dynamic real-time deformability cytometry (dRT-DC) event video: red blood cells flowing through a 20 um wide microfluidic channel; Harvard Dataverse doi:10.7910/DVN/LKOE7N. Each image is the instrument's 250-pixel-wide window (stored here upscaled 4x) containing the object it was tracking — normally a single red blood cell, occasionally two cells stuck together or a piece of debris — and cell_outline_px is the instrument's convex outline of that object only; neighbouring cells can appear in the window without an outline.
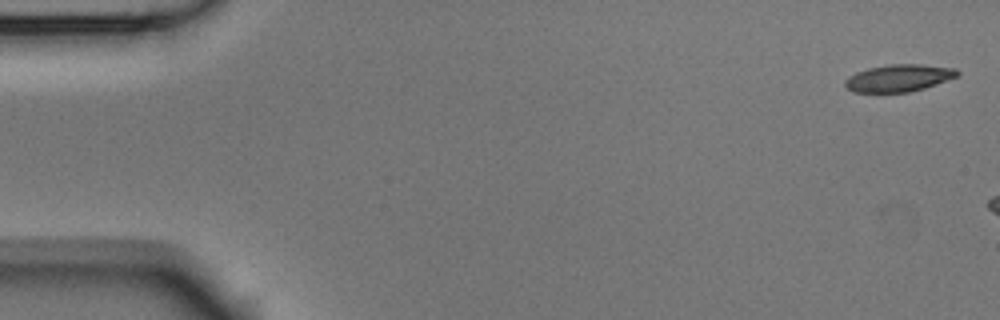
{"species": "Egyptian fruit bat (a non-hibernating species)", "species_latin": "Rousettus aegyptiacus", "temperature_condition": "room temperature", "stored_images_in_passage": 4, "camera_frame_rate_fps": 3000, "um_per_image_px": 0.085, "animal": {"sex": "male"}, "frame": {"image": 1, "passage_image": 1, "time_ms": 0.0, "image_size_px": [1000, 320], "cell_outline_px": [[960, 72], [956, 76], [936, 84], [924, 88], [908, 92], [852, 92], [844, 84], [844, 80], [848, 76], [856, 72], [868, 68], [888, 64], [920, 64], [956, 68]], "centroid_in_image_um": [76.36, 6.62], "position_along_channel_um": 8.6, "area_um2": 17.74}}